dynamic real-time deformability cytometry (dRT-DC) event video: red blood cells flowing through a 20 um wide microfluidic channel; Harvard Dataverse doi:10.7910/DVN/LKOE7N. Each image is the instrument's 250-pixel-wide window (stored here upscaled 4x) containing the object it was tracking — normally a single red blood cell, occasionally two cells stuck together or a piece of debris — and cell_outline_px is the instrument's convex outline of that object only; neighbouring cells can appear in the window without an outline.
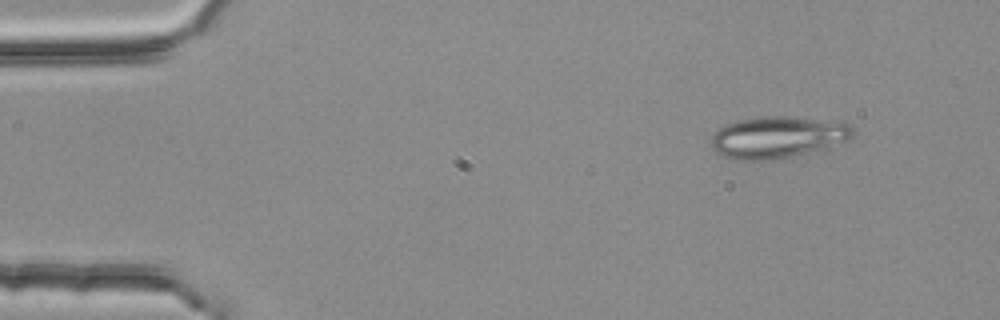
{"species": "common noctule bat (a hibernating species)", "species_latin": "Nyctalus noctula", "temperature_condition": "room temperature", "stored_images_in_passage": 4, "camera_frame_rate_fps": 3000, "um_per_image_px": 0.085, "animal": {"sex": "female", "body_mass_g": 25.1}, "frame": {"image": 1, "passage_image": 2, "time_ms": 0.333, "image_size_px": [1000, 320], "cell_outline_px": [[856, 132], [852, 136], [824, 152], [768, 160], [732, 160], [716, 152], [712, 148], [712, 136], [720, 128], [728, 124], [740, 120], [764, 116], [788, 116], [852, 124]], "centroid_in_image_um": [66.17, 11.7], "position_along_channel_um": 18.8, "area_um2": 34.85}}